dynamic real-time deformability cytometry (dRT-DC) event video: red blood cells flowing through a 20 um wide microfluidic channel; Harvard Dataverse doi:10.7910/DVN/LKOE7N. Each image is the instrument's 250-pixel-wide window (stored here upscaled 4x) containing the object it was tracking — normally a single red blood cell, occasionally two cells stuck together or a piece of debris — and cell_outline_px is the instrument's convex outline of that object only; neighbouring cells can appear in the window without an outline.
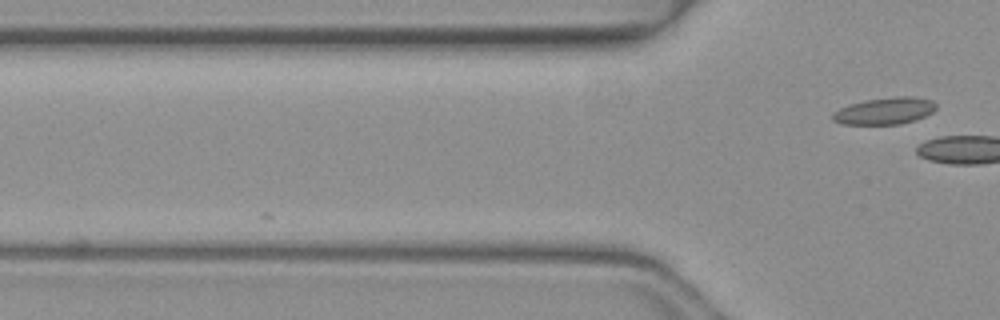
{"species": "common noctule bat (a hibernating species)", "species_latin": "Nyctalus noctula", "temperature_condition": "warm", "stored_images_in_passage": 5, "camera_frame_rate_fps": 3000, "um_per_image_px": 0.085, "animal": {"sex": "female", "body_mass_g": 19.3, "forearm_length_mm": 54.1}, "frame": {"image": 1, "passage_image": 5, "time_ms": 1.333, "image_size_px": [1000, 320], "cell_outline_px": [[936, 108], [932, 112], [924, 116], [900, 124], [840, 124], [832, 120], [832, 112], [848, 104], [864, 100], [896, 96], [916, 96], [932, 100], [936, 104]], "centroid_in_image_um": [75.17, 9.41], "position_along_channel_um": 50.6, "area_um2": 16.3}}